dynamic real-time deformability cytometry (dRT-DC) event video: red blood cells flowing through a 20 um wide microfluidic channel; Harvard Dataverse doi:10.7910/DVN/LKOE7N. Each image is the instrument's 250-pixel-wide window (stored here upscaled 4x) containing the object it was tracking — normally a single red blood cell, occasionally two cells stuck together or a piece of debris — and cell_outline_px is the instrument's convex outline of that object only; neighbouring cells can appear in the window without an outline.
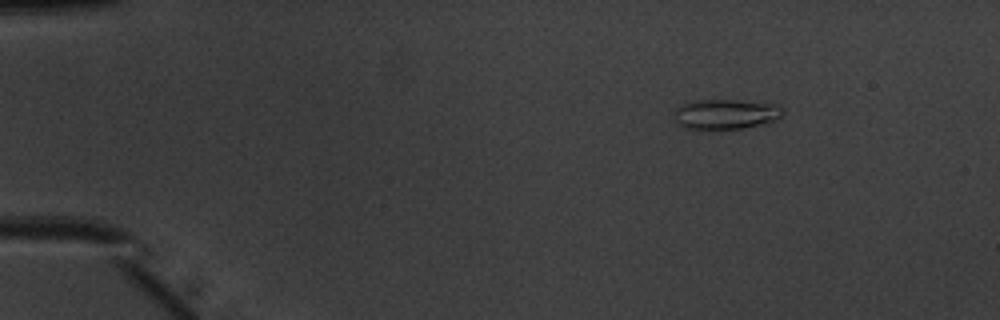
{"species": "common noctule bat (a hibernating species)", "species_latin": "Nyctalus noctula", "temperature_condition": "warm", "stored_images_in_passage": 45, "camera_frame_rate_fps": 3000, "um_per_image_px": 0.085, "animal": {"sex": "male", "body_mass_g": 20.1, "forearm_length_mm": 53.5}, "frame": {"image": 1, "passage_image": 1, "time_ms": 0.0, "image_size_px": [1000, 320], "cell_outline_px": [[784, 112], [776, 120], [744, 128], [684, 128], [676, 124], [672, 112], [680, 104], [696, 100], [736, 100], [776, 104], [784, 108]], "centroid_in_image_um": [61.64, 9.68], "position_along_channel_um": 23.4, "area_um2": 19.02}}
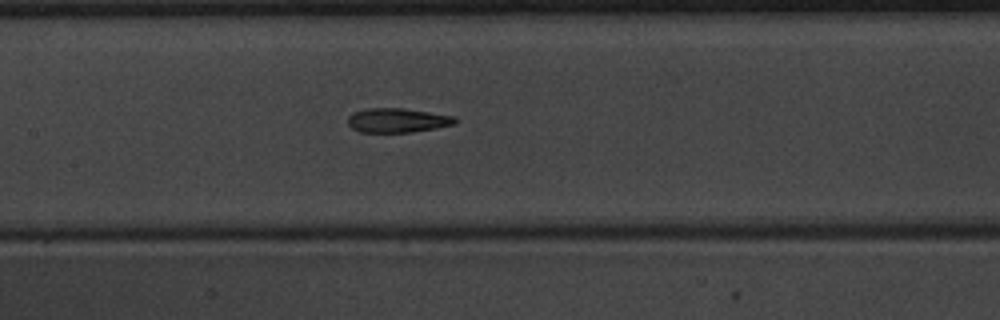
{"frame": {"image": 2, "passage_image": 19, "time_ms": 6.0, "image_size_px": [1000, 320], "cell_outline_px": [[460, 120], [456, 124], [436, 128], [412, 132], [360, 132], [352, 128], [348, 124], [348, 116], [352, 112], [368, 108], [404, 108], [456, 116]], "centroid_in_image_um": [33.82, 10.22], "position_along_channel_um": 173.6, "area_um2": 15.43}}
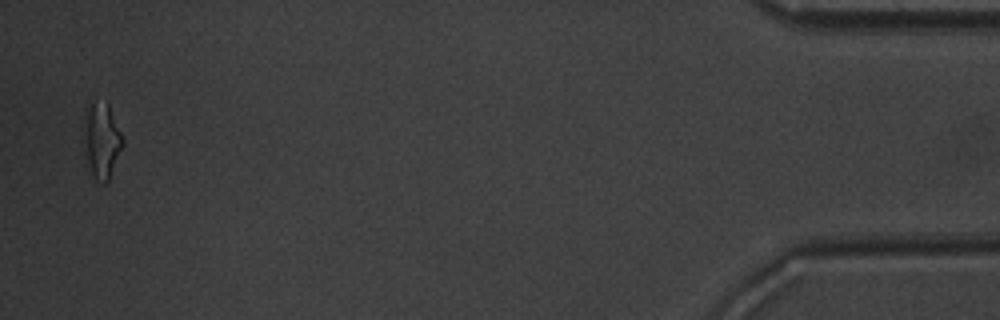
{"frame": {"image": 3, "passage_image": 44, "time_ms": 14.333, "image_size_px": [1000, 320], "cell_outline_px": [[124, 144], [108, 180], [104, 184], [96, 180], [92, 176], [84, 164], [80, 140], [84, 108], [92, 104], [108, 104], [124, 140]], "centroid_in_image_um": [8.53, 12.01], "position_along_channel_um": 426.7, "area_um2": 18.03}, "authors_computed_cell_mechanics": {"area_um2": 15.9528, "velocity_mm_per_s": 3.997, "shape_relaxation_time_tau1_ms": 4.3928, "shape_relaxation_time_tau2_ms": 2.7451, "deformation_change_tau1": 0.1782, "deformation_change_tau2": 0.1373}}